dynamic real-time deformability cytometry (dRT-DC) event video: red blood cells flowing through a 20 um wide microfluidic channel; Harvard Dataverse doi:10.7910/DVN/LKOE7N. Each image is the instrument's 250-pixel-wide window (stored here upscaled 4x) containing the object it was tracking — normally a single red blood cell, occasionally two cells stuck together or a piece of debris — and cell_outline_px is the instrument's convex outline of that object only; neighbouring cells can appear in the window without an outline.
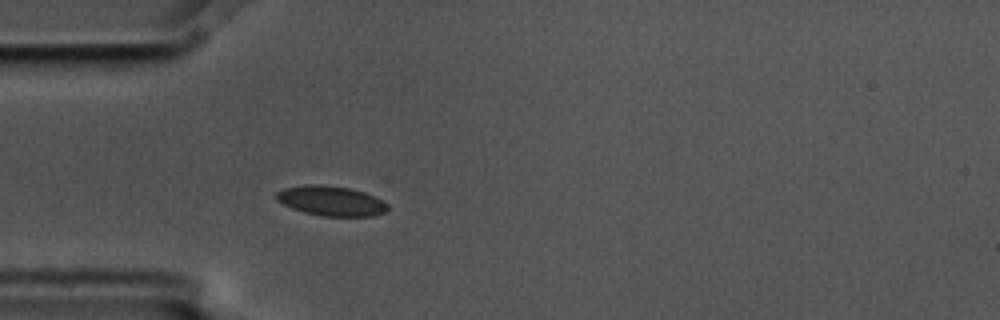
{"species": "common noctule bat (a hibernating species)", "species_latin": "Nyctalus noctula", "temperature_condition": "cold", "stored_images_in_passage": 4, "camera_frame_rate_fps": 3000, "um_per_image_px": 0.085, "animal": {"sex": "male", "body_mass_g": 17.5, "forearm_length_mm": 52.3}, "frame": {"image": 1, "passage_image": 4, "time_ms": 1.0, "image_size_px": [1000, 320], "cell_outline_px": [[388, 208], [384, 212], [372, 216], [324, 216], [304, 212], [292, 208], [276, 200], [272, 196], [276, 192], [284, 188], [308, 184], [320, 184], [348, 188], [364, 192], [388, 204]], "centroid_in_image_um": [28.08, 17.07], "position_along_channel_um": 56.9, "area_um2": 19.25}}